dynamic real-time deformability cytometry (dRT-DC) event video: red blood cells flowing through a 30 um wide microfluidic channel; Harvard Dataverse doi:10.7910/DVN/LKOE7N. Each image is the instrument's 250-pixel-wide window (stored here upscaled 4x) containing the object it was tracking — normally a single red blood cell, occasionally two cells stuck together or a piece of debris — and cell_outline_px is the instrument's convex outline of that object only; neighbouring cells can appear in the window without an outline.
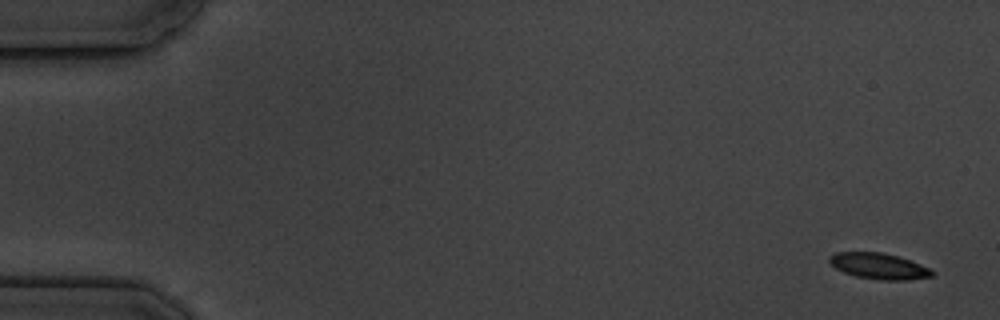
{"species": "common noctule bat (a hibernating species)", "species_latin": "Nyctalus noctula", "temperature_condition": "cold", "stored_images_in_passage": 5, "camera_frame_rate_fps": 3000, "um_per_image_px": 0.085, "animal": {"sex": "male", "body_mass_g": 19.5, "forearm_length_mm": 54.6}, "frame": {"image": 1, "passage_image": 1, "time_ms": 0.0, "image_size_px": [1000, 320], "cell_outline_px": [[936, 272], [932, 276], [908, 280], [880, 280], [856, 276], [844, 272], [836, 268], [828, 260], [828, 256], [836, 252], [880, 252], [896, 256], [920, 264]], "centroid_in_image_um": [74.69, 22.62], "position_along_channel_um": 10.3, "area_um2": 15.37}}
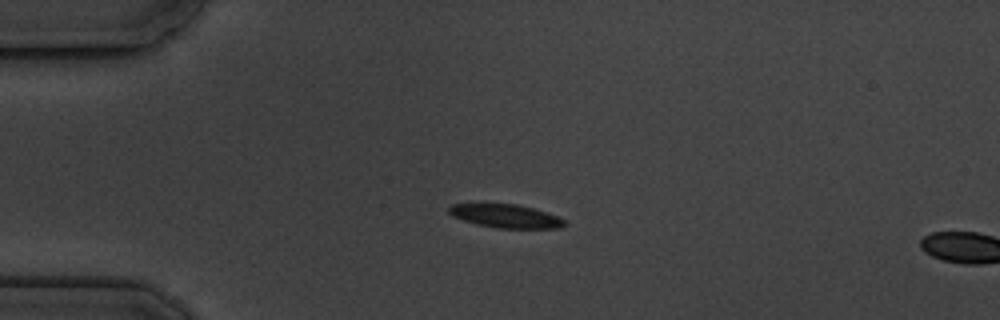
{"frame": {"image": 2, "passage_image": 4, "time_ms": 4.0, "image_size_px": [1000, 320], "cell_outline_px": [[568, 224], [560, 228], [496, 228], [476, 224], [452, 216], [448, 212], [448, 208], [452, 204], [516, 204], [548, 212], [564, 220]], "centroid_in_image_um": [43.0, 18.37], "position_along_channel_um": 42.0, "area_um2": 15.72}}